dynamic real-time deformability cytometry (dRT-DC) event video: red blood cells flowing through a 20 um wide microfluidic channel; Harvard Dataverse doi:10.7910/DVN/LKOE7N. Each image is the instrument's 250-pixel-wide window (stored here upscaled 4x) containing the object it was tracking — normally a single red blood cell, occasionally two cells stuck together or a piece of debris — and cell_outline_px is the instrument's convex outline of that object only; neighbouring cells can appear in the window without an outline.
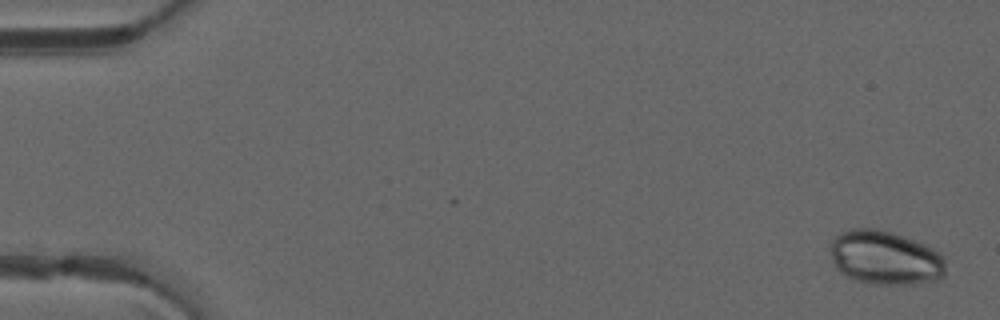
{"species": "common noctule bat (a hibernating species)", "species_latin": "Nyctalus noctula", "temperature_condition": "warm", "stored_images_in_passage": 50, "camera_frame_rate_fps": 3000, "um_per_image_px": 0.085, "animal": {"sex": "male", "forearm_length_mm": 52.5}, "frame": {"image": 1, "passage_image": 1, "time_ms": 0.0, "image_size_px": [1000, 320], "cell_outline_px": [[944, 276], [940, 280], [912, 284], [872, 284], [856, 280], [844, 276], [836, 268], [832, 260], [828, 248], [832, 240], [840, 232], [852, 228], [876, 228], [892, 232], [924, 244], [940, 252], [944, 256]], "centroid_in_image_um": [75.21, 21.91], "position_along_channel_um": 9.8, "area_um2": 36.76}}
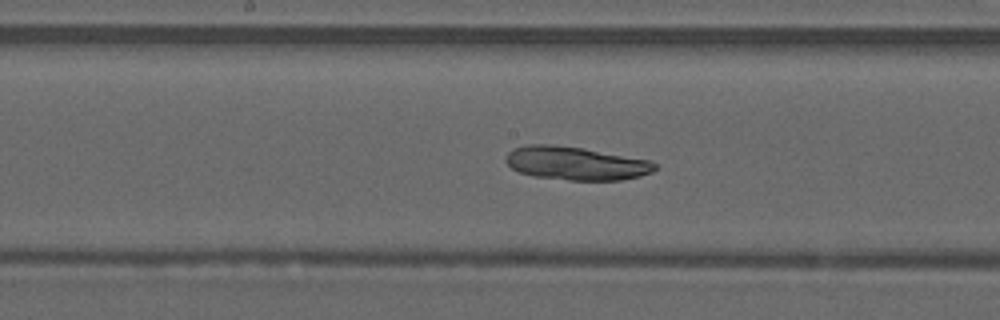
{"frame": {"image": 2, "passage_image": 26, "time_ms": 8.333, "image_size_px": [1000, 320], "cell_outline_px": [[656, 168], [652, 172], [640, 176], [620, 180], [568, 180], [532, 176], [520, 172], [512, 168], [504, 160], [508, 152], [512, 148], [528, 144], [548, 144], [584, 148], [648, 160], [656, 164]], "centroid_in_image_um": [48.9, 13.88], "position_along_channel_um": 199.3, "area_um2": 28.96}}
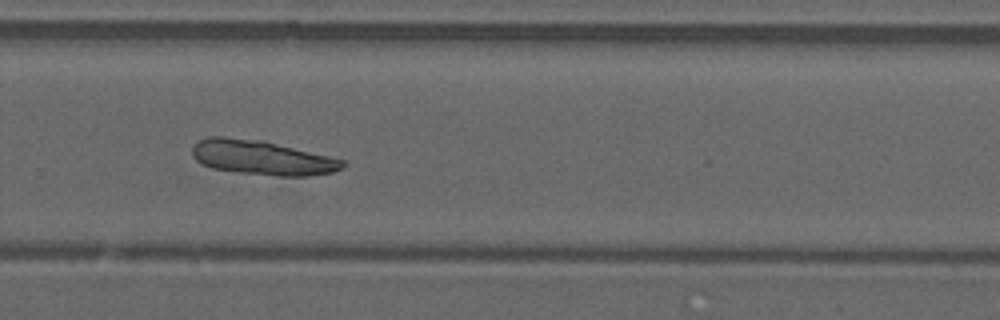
{"frame": {"image": 3, "passage_image": 34, "time_ms": 11.0, "image_size_px": [1000, 320], "cell_outline_px": [[344, 164], [340, 168], [332, 172], [308, 176], [280, 176], [240, 172], [212, 168], [196, 160], [192, 156], [192, 148], [196, 140], [208, 136], [224, 136], [264, 140], [344, 160]], "centroid_in_image_um": [22.21, 13.37], "position_along_channel_um": 307.6, "area_um2": 30.17}}